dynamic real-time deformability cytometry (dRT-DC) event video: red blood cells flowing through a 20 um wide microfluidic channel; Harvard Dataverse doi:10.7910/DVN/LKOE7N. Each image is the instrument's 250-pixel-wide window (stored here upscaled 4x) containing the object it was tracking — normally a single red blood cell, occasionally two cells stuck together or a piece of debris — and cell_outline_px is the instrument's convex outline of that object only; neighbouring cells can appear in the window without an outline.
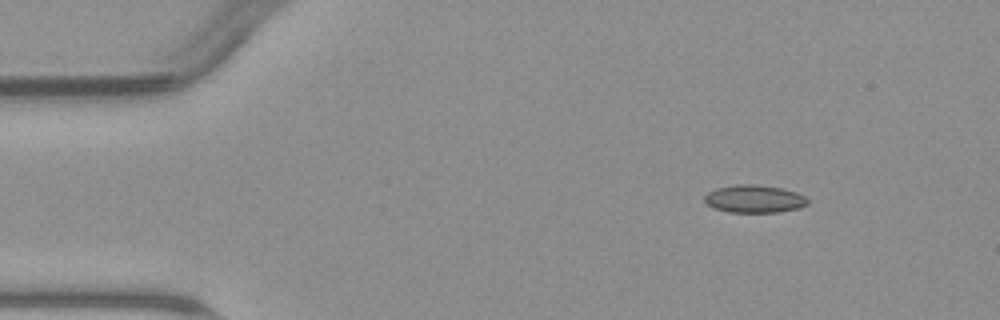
{"species": "common noctule bat (a hibernating species)", "species_latin": "Nyctalus noctula", "temperature_condition": "warm", "stored_images_in_passage": 5, "camera_frame_rate_fps": 3000, "um_per_image_px": 0.085, "animal": {"sex": "male", "body_mass_g": 23.1, "forearm_length_mm": 52.7}, "frame": {"image": 1, "passage_image": 1, "time_ms": 0.0, "image_size_px": [1000, 320], "cell_outline_px": [[808, 204], [800, 208], [780, 212], [728, 212], [712, 208], [704, 200], [704, 196], [708, 192], [716, 188], [736, 184], [756, 184], [784, 188], [796, 192], [804, 196], [808, 200]], "centroid_in_image_um": [64.12, 16.9], "position_along_channel_um": 20.9, "area_um2": 16.88}}
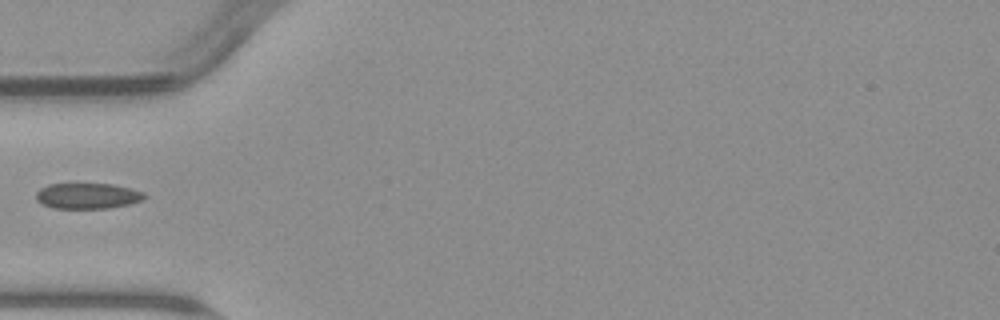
{"frame": {"image": 2, "passage_image": 4, "time_ms": 3.667, "image_size_px": [1000, 320], "cell_outline_px": [[148, 196], [144, 200], [128, 204], [108, 208], [56, 208], [44, 204], [36, 200], [36, 192], [40, 188], [48, 184], [112, 184], [132, 188], [144, 192]], "centroid_in_image_um": [7.49, 16.64], "position_along_channel_um": 77.5, "area_um2": 16.24}}
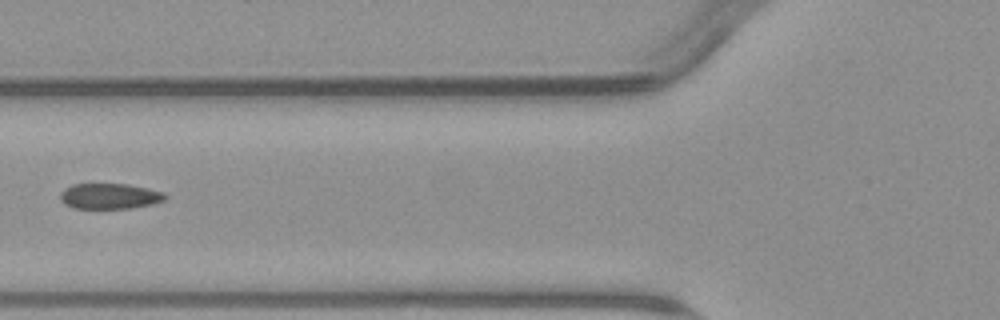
{"frame": {"image": 3, "passage_image": 5, "time_ms": 4.667, "image_size_px": [1000, 320], "cell_outline_px": [[168, 196], [164, 200], [152, 204], [132, 208], [72, 208], [64, 204], [60, 200], [60, 192], [64, 188], [72, 184], [128, 184], [164, 192]], "centroid_in_image_um": [9.3, 16.67], "position_along_channel_um": 116.5, "area_um2": 15.72}}